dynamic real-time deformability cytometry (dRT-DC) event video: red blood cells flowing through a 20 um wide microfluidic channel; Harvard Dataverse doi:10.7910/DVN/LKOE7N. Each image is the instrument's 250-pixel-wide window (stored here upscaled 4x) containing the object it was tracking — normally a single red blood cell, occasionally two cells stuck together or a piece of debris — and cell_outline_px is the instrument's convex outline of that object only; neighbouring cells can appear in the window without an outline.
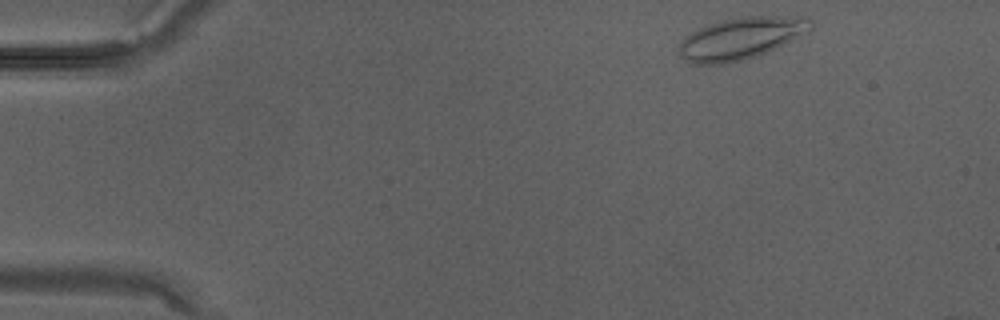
{"species": "Egyptian fruit bat (a non-hibernating species)", "species_latin": "Rousettus aegyptiacus", "temperature_condition": "warm", "stored_images_in_passage": 30, "camera_frame_rate_fps": 3000, "um_per_image_px": 0.085, "animal": {"sex": "male"}, "frame": {"image": 1, "passage_image": 1, "time_ms": 0.0, "image_size_px": [1000, 320], "cell_outline_px": [[812, 28], [808, 32], [768, 52], [744, 60], [720, 64], [688, 64], [676, 52], [684, 36], [708, 24], [720, 20], [752, 16], [772, 16], [812, 20]], "centroid_in_image_um": [62.89, 3.29], "position_along_channel_um": 22.1, "area_um2": 31.96}}
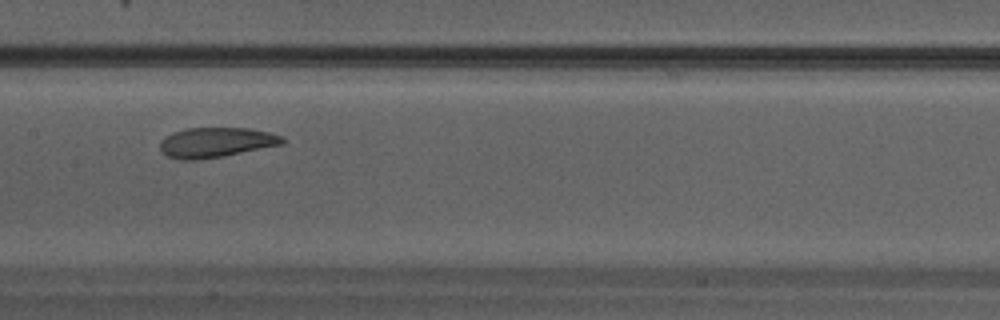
{"frame": {"image": 2, "passage_image": 14, "time_ms": 4.333, "image_size_px": [1000, 320], "cell_outline_px": [[288, 140], [284, 144], [224, 156], [196, 160], [180, 160], [168, 156], [160, 148], [160, 140], [164, 136], [172, 132], [188, 128], [252, 128], [268, 132], [280, 136]], "centroid_in_image_um": [18.37, 12.1], "position_along_channel_um": 189.0, "area_um2": 21.5}}
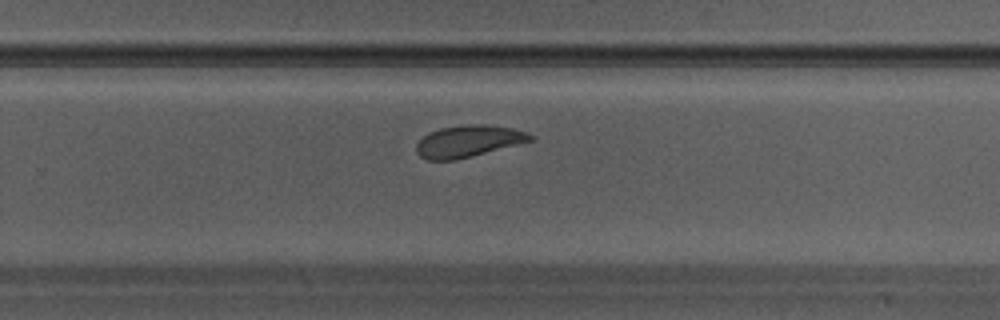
{"frame": {"image": 3, "passage_image": 19, "time_ms": 6.0, "image_size_px": [1000, 320], "cell_outline_px": [[532, 140], [456, 160], [428, 160], [420, 156], [416, 152], [416, 144], [428, 132], [440, 128], [464, 124], [488, 124], [512, 128], [528, 132], [532, 136]], "centroid_in_image_um": [39.77, 11.99], "position_along_channel_um": 290.0, "area_um2": 20.98}}